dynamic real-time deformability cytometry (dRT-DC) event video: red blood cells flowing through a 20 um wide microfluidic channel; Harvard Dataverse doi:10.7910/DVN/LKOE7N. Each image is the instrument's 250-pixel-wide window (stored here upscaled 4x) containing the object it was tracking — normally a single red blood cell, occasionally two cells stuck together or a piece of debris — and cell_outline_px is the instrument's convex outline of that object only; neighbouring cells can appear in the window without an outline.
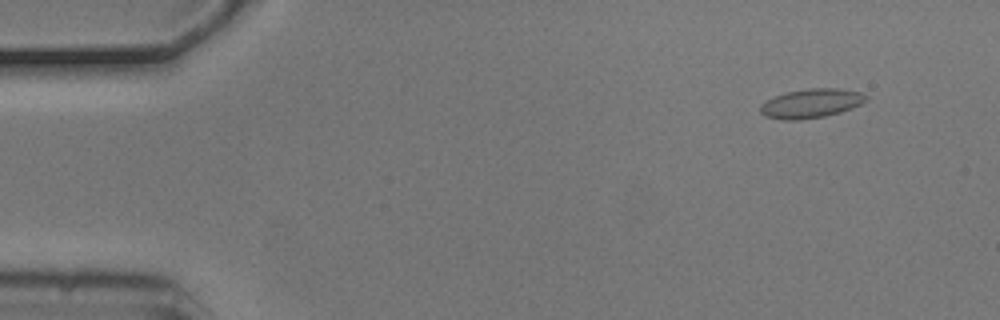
{"species": "common noctule bat (a hibernating species)", "species_latin": "Nyctalus noctula", "temperature_condition": "cold", "stored_images_in_passage": 5, "camera_frame_rate_fps": 3000, "um_per_image_px": 0.085, "animal": {"sex": "male", "body_mass_g": 20.5, "forearm_length_mm": 52.5}, "frame": {"image": 1, "passage_image": 2, "time_ms": 0.333, "image_size_px": [1000, 320], "cell_outline_px": [[868, 100], [852, 108], [840, 112], [824, 116], [800, 120], [784, 120], [764, 116], [760, 112], [760, 104], [776, 96], [788, 92], [808, 88], [840, 88], [860, 92], [868, 96]], "centroid_in_image_um": [68.96, 8.79], "position_along_channel_um": 16.0, "area_um2": 17.92}}
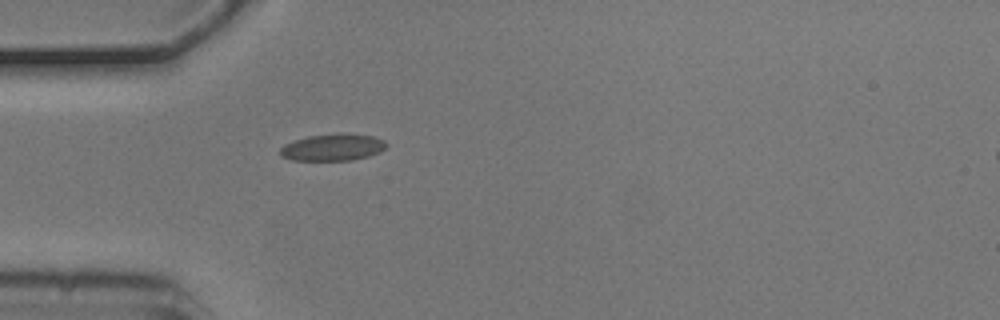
{"frame": {"image": 2, "passage_image": 5, "time_ms": 1.333, "image_size_px": [1000, 320], "cell_outline_px": [[388, 144], [380, 152], [368, 156], [352, 160], [292, 160], [280, 156], [280, 148], [284, 144], [308, 136], [340, 132], [372, 136], [384, 140]], "centroid_in_image_um": [28.28, 12.51], "position_along_channel_um": 56.7, "area_um2": 16.7}}